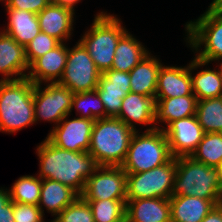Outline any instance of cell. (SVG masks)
<instances>
[{
    "mask_svg": "<svg viewBox=\"0 0 222 222\" xmlns=\"http://www.w3.org/2000/svg\"><path fill=\"white\" fill-rule=\"evenodd\" d=\"M39 157L41 179L58 181L71 187L79 195L84 191L86 180L98 167L94 157L88 152H73L61 149L47 138L36 149Z\"/></svg>",
    "mask_w": 222,
    "mask_h": 222,
    "instance_id": "1",
    "label": "cell"
},
{
    "mask_svg": "<svg viewBox=\"0 0 222 222\" xmlns=\"http://www.w3.org/2000/svg\"><path fill=\"white\" fill-rule=\"evenodd\" d=\"M135 130L119 118L96 119L88 153L98 166H121Z\"/></svg>",
    "mask_w": 222,
    "mask_h": 222,
    "instance_id": "2",
    "label": "cell"
},
{
    "mask_svg": "<svg viewBox=\"0 0 222 222\" xmlns=\"http://www.w3.org/2000/svg\"><path fill=\"white\" fill-rule=\"evenodd\" d=\"M172 195L195 196L222 204L219 169L194 160L190 156L176 158V174Z\"/></svg>",
    "mask_w": 222,
    "mask_h": 222,
    "instance_id": "3",
    "label": "cell"
},
{
    "mask_svg": "<svg viewBox=\"0 0 222 222\" xmlns=\"http://www.w3.org/2000/svg\"><path fill=\"white\" fill-rule=\"evenodd\" d=\"M33 94L27 77L0 81V132L13 134L35 123Z\"/></svg>",
    "mask_w": 222,
    "mask_h": 222,
    "instance_id": "4",
    "label": "cell"
},
{
    "mask_svg": "<svg viewBox=\"0 0 222 222\" xmlns=\"http://www.w3.org/2000/svg\"><path fill=\"white\" fill-rule=\"evenodd\" d=\"M120 20L110 13H97L91 28L79 40L102 73L111 69L117 43L127 32Z\"/></svg>",
    "mask_w": 222,
    "mask_h": 222,
    "instance_id": "5",
    "label": "cell"
},
{
    "mask_svg": "<svg viewBox=\"0 0 222 222\" xmlns=\"http://www.w3.org/2000/svg\"><path fill=\"white\" fill-rule=\"evenodd\" d=\"M172 157L163 130L154 129L142 134L137 130L121 167L127 174L145 172L167 163Z\"/></svg>",
    "mask_w": 222,
    "mask_h": 222,
    "instance_id": "6",
    "label": "cell"
},
{
    "mask_svg": "<svg viewBox=\"0 0 222 222\" xmlns=\"http://www.w3.org/2000/svg\"><path fill=\"white\" fill-rule=\"evenodd\" d=\"M185 31L197 59L207 63L222 59V14L208 7L197 20L186 23Z\"/></svg>",
    "mask_w": 222,
    "mask_h": 222,
    "instance_id": "7",
    "label": "cell"
},
{
    "mask_svg": "<svg viewBox=\"0 0 222 222\" xmlns=\"http://www.w3.org/2000/svg\"><path fill=\"white\" fill-rule=\"evenodd\" d=\"M176 174V158L154 169L128 173L126 183V203L142 198H164L172 196Z\"/></svg>",
    "mask_w": 222,
    "mask_h": 222,
    "instance_id": "8",
    "label": "cell"
},
{
    "mask_svg": "<svg viewBox=\"0 0 222 222\" xmlns=\"http://www.w3.org/2000/svg\"><path fill=\"white\" fill-rule=\"evenodd\" d=\"M102 72L96 67L87 50L78 41L68 48L65 70L59 84L73 93L95 90Z\"/></svg>",
    "mask_w": 222,
    "mask_h": 222,
    "instance_id": "9",
    "label": "cell"
},
{
    "mask_svg": "<svg viewBox=\"0 0 222 222\" xmlns=\"http://www.w3.org/2000/svg\"><path fill=\"white\" fill-rule=\"evenodd\" d=\"M41 85L34 84L35 123L45 120L56 126L66 115L71 114L74 93L58 82L48 83L44 89Z\"/></svg>",
    "mask_w": 222,
    "mask_h": 222,
    "instance_id": "10",
    "label": "cell"
},
{
    "mask_svg": "<svg viewBox=\"0 0 222 222\" xmlns=\"http://www.w3.org/2000/svg\"><path fill=\"white\" fill-rule=\"evenodd\" d=\"M127 173L121 166H98L86 180L85 201L126 199Z\"/></svg>",
    "mask_w": 222,
    "mask_h": 222,
    "instance_id": "11",
    "label": "cell"
},
{
    "mask_svg": "<svg viewBox=\"0 0 222 222\" xmlns=\"http://www.w3.org/2000/svg\"><path fill=\"white\" fill-rule=\"evenodd\" d=\"M68 116L54 126L46 138L61 149L88 152L95 121L80 117L70 120Z\"/></svg>",
    "mask_w": 222,
    "mask_h": 222,
    "instance_id": "12",
    "label": "cell"
},
{
    "mask_svg": "<svg viewBox=\"0 0 222 222\" xmlns=\"http://www.w3.org/2000/svg\"><path fill=\"white\" fill-rule=\"evenodd\" d=\"M161 127L157 129L164 131L174 158L191 156L205 134L196 115L175 120L166 128Z\"/></svg>",
    "mask_w": 222,
    "mask_h": 222,
    "instance_id": "13",
    "label": "cell"
},
{
    "mask_svg": "<svg viewBox=\"0 0 222 222\" xmlns=\"http://www.w3.org/2000/svg\"><path fill=\"white\" fill-rule=\"evenodd\" d=\"M29 64L25 46L18 44L12 36L0 32V81H13L27 77ZM15 76V77H14Z\"/></svg>",
    "mask_w": 222,
    "mask_h": 222,
    "instance_id": "14",
    "label": "cell"
},
{
    "mask_svg": "<svg viewBox=\"0 0 222 222\" xmlns=\"http://www.w3.org/2000/svg\"><path fill=\"white\" fill-rule=\"evenodd\" d=\"M67 54L68 47L60 43L29 66L27 78L34 84L59 82L65 70Z\"/></svg>",
    "mask_w": 222,
    "mask_h": 222,
    "instance_id": "15",
    "label": "cell"
},
{
    "mask_svg": "<svg viewBox=\"0 0 222 222\" xmlns=\"http://www.w3.org/2000/svg\"><path fill=\"white\" fill-rule=\"evenodd\" d=\"M156 100L138 93L129 92L122 99V107L116 118L137 131L136 124L152 125L146 131L157 129L155 124Z\"/></svg>",
    "mask_w": 222,
    "mask_h": 222,
    "instance_id": "16",
    "label": "cell"
},
{
    "mask_svg": "<svg viewBox=\"0 0 222 222\" xmlns=\"http://www.w3.org/2000/svg\"><path fill=\"white\" fill-rule=\"evenodd\" d=\"M194 95L192 90L191 63L185 67L163 66L158 72L155 98H173Z\"/></svg>",
    "mask_w": 222,
    "mask_h": 222,
    "instance_id": "17",
    "label": "cell"
},
{
    "mask_svg": "<svg viewBox=\"0 0 222 222\" xmlns=\"http://www.w3.org/2000/svg\"><path fill=\"white\" fill-rule=\"evenodd\" d=\"M74 14L72 9L50 2L37 14L40 29L61 43H66L73 33Z\"/></svg>",
    "mask_w": 222,
    "mask_h": 222,
    "instance_id": "18",
    "label": "cell"
},
{
    "mask_svg": "<svg viewBox=\"0 0 222 222\" xmlns=\"http://www.w3.org/2000/svg\"><path fill=\"white\" fill-rule=\"evenodd\" d=\"M125 222H171L169 199L142 198L128 201Z\"/></svg>",
    "mask_w": 222,
    "mask_h": 222,
    "instance_id": "19",
    "label": "cell"
},
{
    "mask_svg": "<svg viewBox=\"0 0 222 222\" xmlns=\"http://www.w3.org/2000/svg\"><path fill=\"white\" fill-rule=\"evenodd\" d=\"M169 202L171 222H201L216 206L212 200L195 196L172 195Z\"/></svg>",
    "mask_w": 222,
    "mask_h": 222,
    "instance_id": "20",
    "label": "cell"
},
{
    "mask_svg": "<svg viewBox=\"0 0 222 222\" xmlns=\"http://www.w3.org/2000/svg\"><path fill=\"white\" fill-rule=\"evenodd\" d=\"M149 53L145 56L130 72V90L132 93H138L147 97L156 95L158 72L162 65L159 59L151 56Z\"/></svg>",
    "mask_w": 222,
    "mask_h": 222,
    "instance_id": "21",
    "label": "cell"
},
{
    "mask_svg": "<svg viewBox=\"0 0 222 222\" xmlns=\"http://www.w3.org/2000/svg\"><path fill=\"white\" fill-rule=\"evenodd\" d=\"M79 196L80 195L75 190L67 185L55 180L42 179L38 207L44 214V206L48 213L56 217Z\"/></svg>",
    "mask_w": 222,
    "mask_h": 222,
    "instance_id": "22",
    "label": "cell"
},
{
    "mask_svg": "<svg viewBox=\"0 0 222 222\" xmlns=\"http://www.w3.org/2000/svg\"><path fill=\"white\" fill-rule=\"evenodd\" d=\"M155 100L156 125L163 122L167 127L175 120L196 115L197 98L195 95L173 98H155Z\"/></svg>",
    "mask_w": 222,
    "mask_h": 222,
    "instance_id": "23",
    "label": "cell"
},
{
    "mask_svg": "<svg viewBox=\"0 0 222 222\" xmlns=\"http://www.w3.org/2000/svg\"><path fill=\"white\" fill-rule=\"evenodd\" d=\"M8 25L3 31L20 45L26 46L40 32L37 14L25 10L6 9Z\"/></svg>",
    "mask_w": 222,
    "mask_h": 222,
    "instance_id": "24",
    "label": "cell"
},
{
    "mask_svg": "<svg viewBox=\"0 0 222 222\" xmlns=\"http://www.w3.org/2000/svg\"><path fill=\"white\" fill-rule=\"evenodd\" d=\"M191 62L192 90L197 100L222 97V78L219 70L210 68L201 70L192 76V71L208 65L207 62L194 59Z\"/></svg>",
    "mask_w": 222,
    "mask_h": 222,
    "instance_id": "25",
    "label": "cell"
},
{
    "mask_svg": "<svg viewBox=\"0 0 222 222\" xmlns=\"http://www.w3.org/2000/svg\"><path fill=\"white\" fill-rule=\"evenodd\" d=\"M149 53V50L127 31L117 43L111 69L129 73Z\"/></svg>",
    "mask_w": 222,
    "mask_h": 222,
    "instance_id": "26",
    "label": "cell"
},
{
    "mask_svg": "<svg viewBox=\"0 0 222 222\" xmlns=\"http://www.w3.org/2000/svg\"><path fill=\"white\" fill-rule=\"evenodd\" d=\"M196 117L204 133H222V97L197 100Z\"/></svg>",
    "mask_w": 222,
    "mask_h": 222,
    "instance_id": "27",
    "label": "cell"
},
{
    "mask_svg": "<svg viewBox=\"0 0 222 222\" xmlns=\"http://www.w3.org/2000/svg\"><path fill=\"white\" fill-rule=\"evenodd\" d=\"M96 90L103 102L106 118H116L119 115L122 99L131 92L130 86L110 85V81L103 74H101Z\"/></svg>",
    "mask_w": 222,
    "mask_h": 222,
    "instance_id": "28",
    "label": "cell"
},
{
    "mask_svg": "<svg viewBox=\"0 0 222 222\" xmlns=\"http://www.w3.org/2000/svg\"><path fill=\"white\" fill-rule=\"evenodd\" d=\"M190 157L207 166L218 168L222 162V133H205Z\"/></svg>",
    "mask_w": 222,
    "mask_h": 222,
    "instance_id": "29",
    "label": "cell"
},
{
    "mask_svg": "<svg viewBox=\"0 0 222 222\" xmlns=\"http://www.w3.org/2000/svg\"><path fill=\"white\" fill-rule=\"evenodd\" d=\"M42 179L32 175L19 177L9 189L10 199L13 202L38 206Z\"/></svg>",
    "mask_w": 222,
    "mask_h": 222,
    "instance_id": "30",
    "label": "cell"
},
{
    "mask_svg": "<svg viewBox=\"0 0 222 222\" xmlns=\"http://www.w3.org/2000/svg\"><path fill=\"white\" fill-rule=\"evenodd\" d=\"M71 108L72 110L73 108H76V115L79 114L80 118H86L93 121L96 119L106 118V111L103 102L101 101L96 89L92 91L74 93Z\"/></svg>",
    "mask_w": 222,
    "mask_h": 222,
    "instance_id": "31",
    "label": "cell"
},
{
    "mask_svg": "<svg viewBox=\"0 0 222 222\" xmlns=\"http://www.w3.org/2000/svg\"><path fill=\"white\" fill-rule=\"evenodd\" d=\"M94 222H125L126 199L87 201Z\"/></svg>",
    "mask_w": 222,
    "mask_h": 222,
    "instance_id": "32",
    "label": "cell"
},
{
    "mask_svg": "<svg viewBox=\"0 0 222 222\" xmlns=\"http://www.w3.org/2000/svg\"><path fill=\"white\" fill-rule=\"evenodd\" d=\"M51 222H94V219L88 202L79 196Z\"/></svg>",
    "mask_w": 222,
    "mask_h": 222,
    "instance_id": "33",
    "label": "cell"
},
{
    "mask_svg": "<svg viewBox=\"0 0 222 222\" xmlns=\"http://www.w3.org/2000/svg\"><path fill=\"white\" fill-rule=\"evenodd\" d=\"M61 42L55 37L40 32L26 46V58L29 66L39 57L57 47Z\"/></svg>",
    "mask_w": 222,
    "mask_h": 222,
    "instance_id": "34",
    "label": "cell"
},
{
    "mask_svg": "<svg viewBox=\"0 0 222 222\" xmlns=\"http://www.w3.org/2000/svg\"><path fill=\"white\" fill-rule=\"evenodd\" d=\"M44 215L36 205L13 202L15 222H45Z\"/></svg>",
    "mask_w": 222,
    "mask_h": 222,
    "instance_id": "35",
    "label": "cell"
},
{
    "mask_svg": "<svg viewBox=\"0 0 222 222\" xmlns=\"http://www.w3.org/2000/svg\"><path fill=\"white\" fill-rule=\"evenodd\" d=\"M50 0H6V9L25 10L34 14L40 13Z\"/></svg>",
    "mask_w": 222,
    "mask_h": 222,
    "instance_id": "36",
    "label": "cell"
},
{
    "mask_svg": "<svg viewBox=\"0 0 222 222\" xmlns=\"http://www.w3.org/2000/svg\"><path fill=\"white\" fill-rule=\"evenodd\" d=\"M102 74L110 81V85L130 86V76L128 72L108 69Z\"/></svg>",
    "mask_w": 222,
    "mask_h": 222,
    "instance_id": "37",
    "label": "cell"
},
{
    "mask_svg": "<svg viewBox=\"0 0 222 222\" xmlns=\"http://www.w3.org/2000/svg\"><path fill=\"white\" fill-rule=\"evenodd\" d=\"M201 222H222V204L216 205Z\"/></svg>",
    "mask_w": 222,
    "mask_h": 222,
    "instance_id": "38",
    "label": "cell"
},
{
    "mask_svg": "<svg viewBox=\"0 0 222 222\" xmlns=\"http://www.w3.org/2000/svg\"><path fill=\"white\" fill-rule=\"evenodd\" d=\"M0 222H15L13 217V201H9L0 211Z\"/></svg>",
    "mask_w": 222,
    "mask_h": 222,
    "instance_id": "39",
    "label": "cell"
},
{
    "mask_svg": "<svg viewBox=\"0 0 222 222\" xmlns=\"http://www.w3.org/2000/svg\"><path fill=\"white\" fill-rule=\"evenodd\" d=\"M10 194L8 189L0 188V211L3 210V207L10 201Z\"/></svg>",
    "mask_w": 222,
    "mask_h": 222,
    "instance_id": "40",
    "label": "cell"
},
{
    "mask_svg": "<svg viewBox=\"0 0 222 222\" xmlns=\"http://www.w3.org/2000/svg\"><path fill=\"white\" fill-rule=\"evenodd\" d=\"M81 0H52L51 2L60 6H64L67 8L74 10L75 4H77Z\"/></svg>",
    "mask_w": 222,
    "mask_h": 222,
    "instance_id": "41",
    "label": "cell"
},
{
    "mask_svg": "<svg viewBox=\"0 0 222 222\" xmlns=\"http://www.w3.org/2000/svg\"><path fill=\"white\" fill-rule=\"evenodd\" d=\"M209 7L215 12L222 14V0H213Z\"/></svg>",
    "mask_w": 222,
    "mask_h": 222,
    "instance_id": "42",
    "label": "cell"
},
{
    "mask_svg": "<svg viewBox=\"0 0 222 222\" xmlns=\"http://www.w3.org/2000/svg\"><path fill=\"white\" fill-rule=\"evenodd\" d=\"M218 169H219L220 183H221V189H222V162H221L220 166L218 167Z\"/></svg>",
    "mask_w": 222,
    "mask_h": 222,
    "instance_id": "43",
    "label": "cell"
},
{
    "mask_svg": "<svg viewBox=\"0 0 222 222\" xmlns=\"http://www.w3.org/2000/svg\"><path fill=\"white\" fill-rule=\"evenodd\" d=\"M220 60H222V59H220ZM218 67H220L218 70H219L221 78H222V62L220 63V66H218Z\"/></svg>",
    "mask_w": 222,
    "mask_h": 222,
    "instance_id": "44",
    "label": "cell"
}]
</instances>
